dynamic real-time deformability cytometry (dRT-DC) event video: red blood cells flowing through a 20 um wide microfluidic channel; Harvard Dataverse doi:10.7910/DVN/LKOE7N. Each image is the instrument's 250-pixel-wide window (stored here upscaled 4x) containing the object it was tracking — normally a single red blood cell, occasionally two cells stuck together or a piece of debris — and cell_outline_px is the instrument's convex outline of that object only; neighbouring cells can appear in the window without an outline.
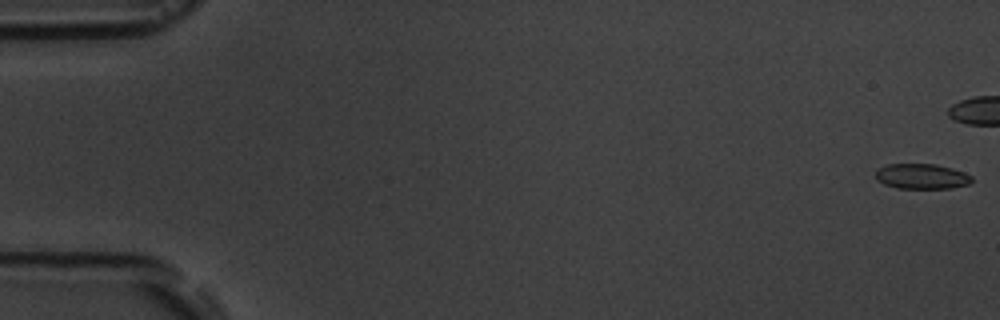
{"species": "common noctule bat (a hibernating species)", "species_latin": "Nyctalus noctula", "temperature_condition": "room temperature", "stored_images_in_passage": 6, "camera_frame_rate_fps": 3000, "um_per_image_px": 0.085, "animal": {"sex": "male", "body_mass_g": 19.5, "forearm_length_mm": 54.6}, "frame": {"image": 1, "passage_image": 1, "time_ms": 0.0, "image_size_px": [1000, 320], "cell_outline_px": [[972, 180], [968, 184], [952, 188], [896, 188], [884, 184], [876, 180], [876, 168], [888, 164], [936, 164], [952, 168], [964, 172], [972, 176]], "centroid_in_image_um": [78.32, 14.98], "position_along_channel_um": 6.7, "area_um2": 14.22}}
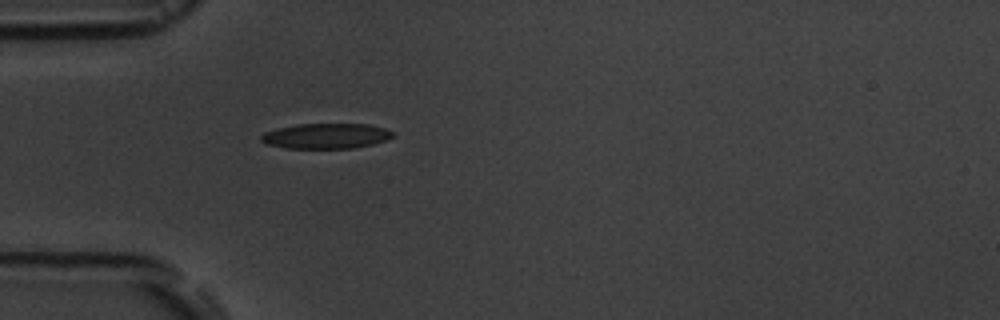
{"frame": {"image": 2, "passage_image": 6, "time_ms": 6.667, "image_size_px": [1000, 320], "cell_outline_px": [[396, 136], [388, 140], [356, 148], [284, 148], [268, 144], [260, 140], [260, 136], [264, 132], [296, 124], [368, 124], [384, 128], [396, 132]], "centroid_in_image_um": [27.78, 11.56], "position_along_channel_um": 57.2, "area_um2": 19.54}}